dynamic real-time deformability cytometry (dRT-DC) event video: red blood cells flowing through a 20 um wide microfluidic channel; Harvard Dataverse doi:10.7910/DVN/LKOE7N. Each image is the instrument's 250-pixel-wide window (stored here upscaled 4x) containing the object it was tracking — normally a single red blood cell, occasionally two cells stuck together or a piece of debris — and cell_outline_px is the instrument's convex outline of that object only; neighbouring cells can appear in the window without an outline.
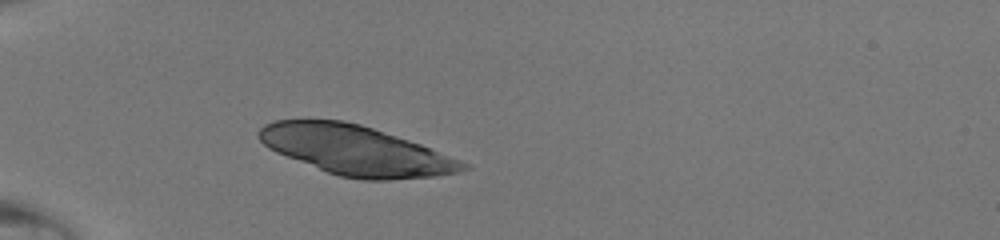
{"species": "human", "species_latin": "Homo sapiens", "temperature_condition": "room temperature", "stored_images_in_passage": 14, "camera_frame_rate_fps": 3000, "um_per_image_px": 0.085, "donor": {"sex": "male"}, "frame": {"image": 1, "passage_image": 1, "time_ms": 0.0, "image_size_px": [1000, 240], "cell_outline_px": [[472, 168], [460, 172], [432, 176], [388, 180], [364, 180], [340, 176], [328, 172], [276, 152], [268, 148], [256, 136], [256, 132], [264, 124], [276, 120], [340, 120], [360, 124], [420, 144], [460, 160], [468, 164]], "centroid_in_image_um": [30.23, 12.78], "position_along_channel_um": 54.8, "area_um2": 58.26}}